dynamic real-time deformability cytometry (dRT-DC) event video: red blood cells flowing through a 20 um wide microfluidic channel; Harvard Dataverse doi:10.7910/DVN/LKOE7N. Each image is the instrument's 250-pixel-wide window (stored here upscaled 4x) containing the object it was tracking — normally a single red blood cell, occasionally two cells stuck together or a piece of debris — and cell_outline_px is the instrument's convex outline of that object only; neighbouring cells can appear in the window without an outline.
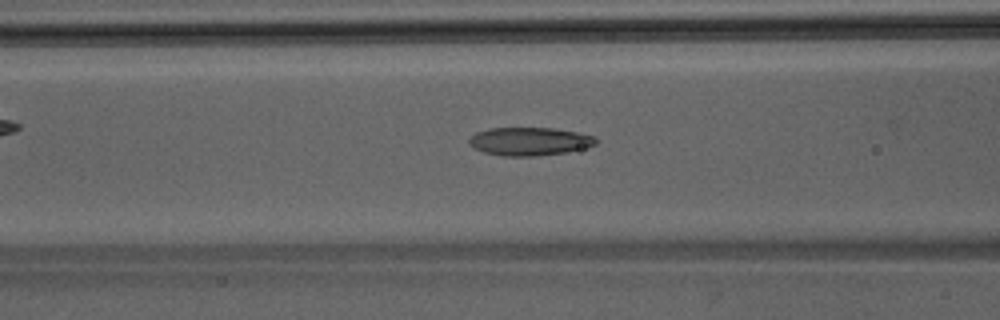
{"species": "Egyptian fruit bat (a non-hibernating species)", "species_latin": "Rousettus aegyptiacus", "temperature_condition": "room temperature", "stored_images_in_passage": 34, "camera_frame_rate_fps": 3000, "um_per_image_px": 0.085, "animal": {"sex": "male"}, "frame": {"image": 1, "passage_image": 16, "time_ms": 5.0, "image_size_px": [1000, 320], "cell_outline_px": [[596, 144], [564, 152], [536, 156], [500, 156], [484, 152], [472, 148], [468, 144], [468, 140], [476, 132], [488, 128], [552, 128], [576, 132], [592, 136], [596, 140]], "centroid_in_image_um": [44.9, 12.02], "position_along_channel_um": 121.7, "area_um2": 20.63}}
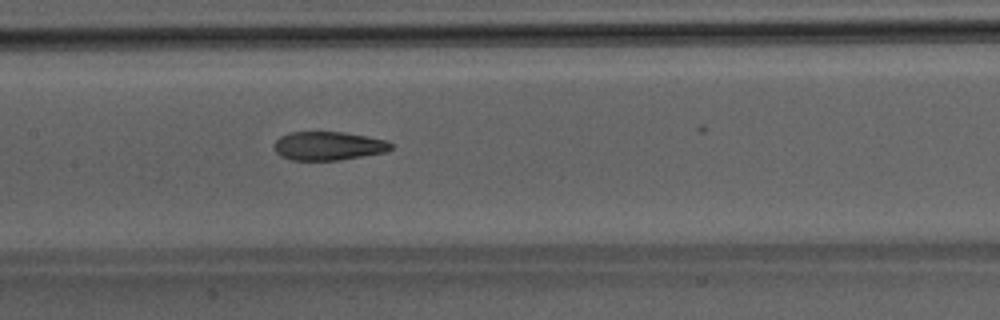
{"frame": {"image": 2, "passage_image": 20, "time_ms": 6.333, "image_size_px": [1000, 320], "cell_outline_px": [[392, 148], [384, 152], [340, 160], [292, 160], [280, 156], [272, 148], [272, 144], [280, 136], [288, 132], [344, 132], [388, 140], [392, 144]], "centroid_in_image_um": [27.86, 12.4], "position_along_channel_um": 179.5, "area_um2": 19.65}}
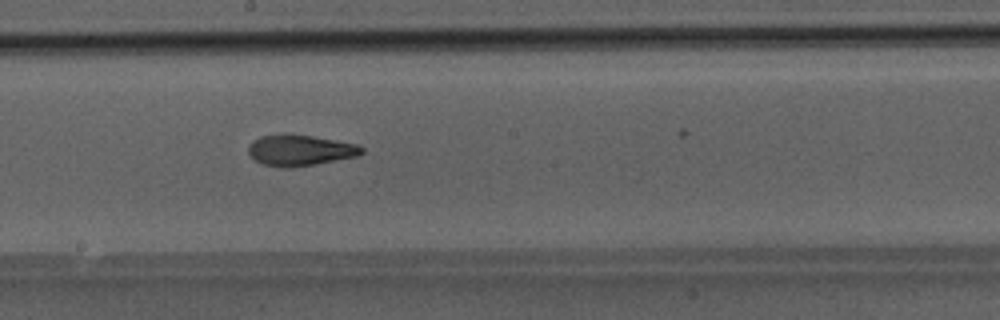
{"frame": {"image": 3, "passage_image": 23, "time_ms": 7.333, "image_size_px": [1000, 320], "cell_outline_px": [[364, 152], [360, 156], [316, 164], [288, 168], [284, 168], [264, 164], [256, 160], [248, 152], [248, 148], [252, 140], [260, 136], [284, 132], [312, 136], [336, 140], [356, 144], [364, 148]], "centroid_in_image_um": [25.52, 12.75], "position_along_channel_um": 222.7, "area_um2": 20.75}}